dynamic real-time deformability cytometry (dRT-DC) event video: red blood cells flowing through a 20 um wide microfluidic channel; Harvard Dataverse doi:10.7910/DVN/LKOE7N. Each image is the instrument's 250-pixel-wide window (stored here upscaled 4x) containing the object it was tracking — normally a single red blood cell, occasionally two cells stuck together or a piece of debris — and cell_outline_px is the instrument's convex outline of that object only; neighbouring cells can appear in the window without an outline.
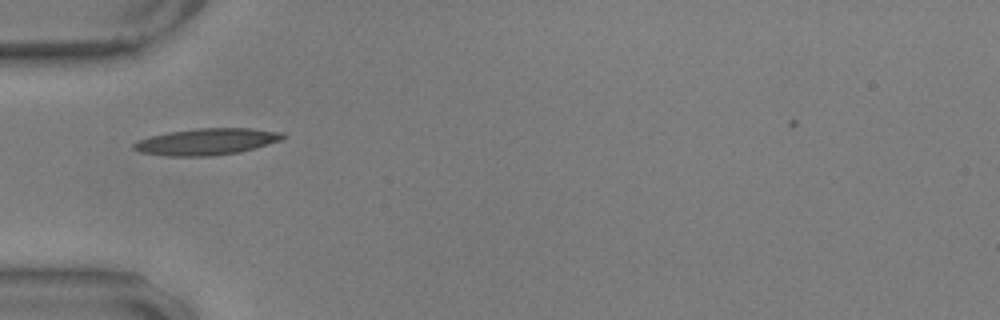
{"species": "common noctule bat (a hibernating species)", "species_latin": "Nyctalus noctula", "temperature_condition": "warm", "stored_images_in_passage": 29, "camera_frame_rate_fps": 3000, "um_per_image_px": 0.085, "animal": {"sex": "male", "body_mass_g": 17.9, "forearm_length_mm": 54.2}, "frame": {"image": 1, "passage_image": 1, "time_ms": 0.0, "image_size_px": [1000, 320], "cell_outline_px": [[288, 136], [280, 140], [268, 144], [240, 152], [212, 156], [168, 156], [140, 152], [132, 148], [132, 144], [136, 140], [168, 132], [196, 128], [248, 128], [284, 132]], "centroid_in_image_um": [17.57, 12.04], "position_along_channel_um": 67.4, "area_um2": 23.18}}
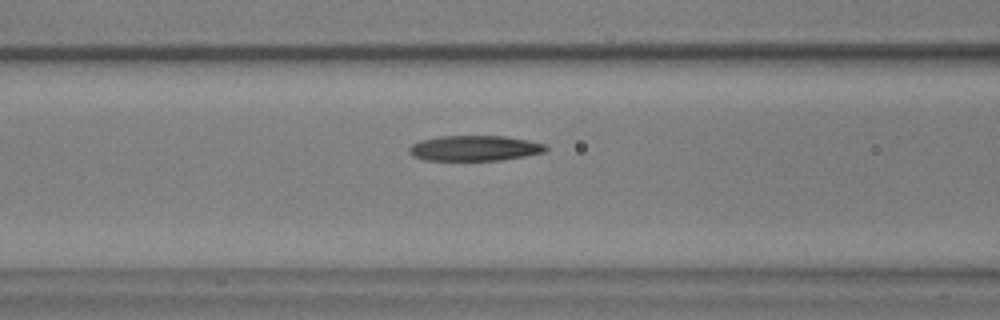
{"frame": {"image": 2, "passage_image": 6, "time_ms": 1.667, "image_size_px": [1000, 320], "cell_outline_px": [[548, 148], [544, 152], [524, 156], [500, 160], [424, 160], [412, 156], [408, 152], [408, 148], [412, 144], [420, 140], [440, 136], [504, 136], [528, 140], [544, 144]], "centroid_in_image_um": [40.3, 12.59], "position_along_channel_um": 126.3, "area_um2": 20.17}}
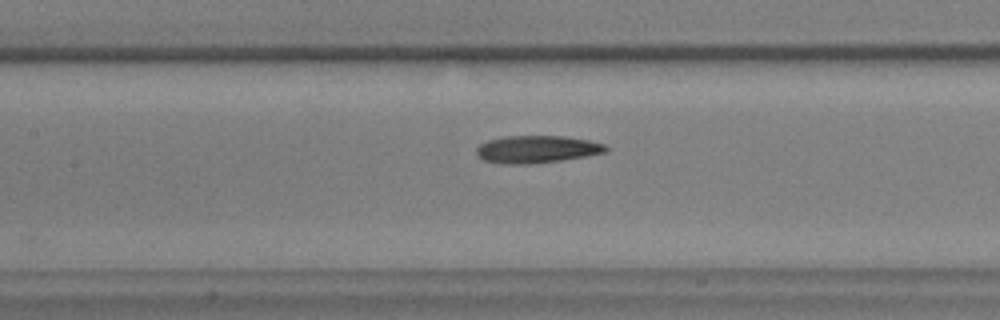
{"frame": {"image": 3, "passage_image": 9, "time_ms": 2.667, "image_size_px": [1000, 320], "cell_outline_px": [[608, 148], [604, 152], [584, 156], [560, 160], [528, 164], [500, 164], [484, 160], [476, 156], [476, 148], [480, 144], [488, 140], [504, 136], [564, 136], [588, 140], [604, 144]], "centroid_in_image_um": [45.56, 12.68], "position_along_channel_um": 161.8, "area_um2": 20.58}}